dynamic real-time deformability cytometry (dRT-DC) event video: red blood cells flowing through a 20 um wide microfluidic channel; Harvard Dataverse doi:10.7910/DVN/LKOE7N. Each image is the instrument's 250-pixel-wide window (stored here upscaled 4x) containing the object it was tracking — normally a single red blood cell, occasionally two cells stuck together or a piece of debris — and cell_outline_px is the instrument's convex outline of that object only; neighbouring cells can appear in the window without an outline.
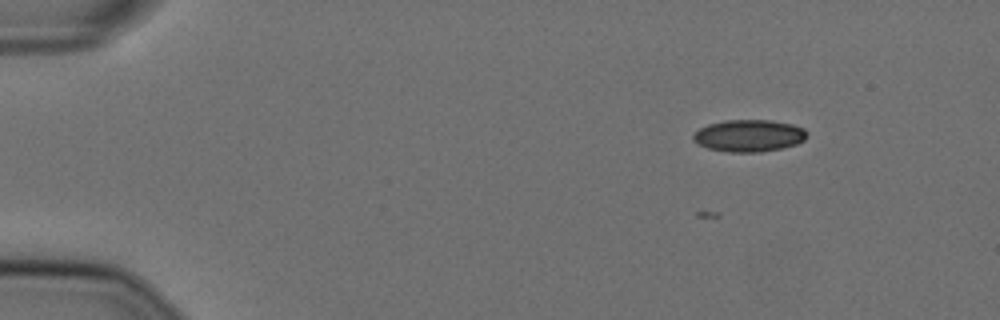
{"species": "Egyptian fruit bat (a non-hibernating species)", "species_latin": "Rousettus aegyptiacus", "temperature_condition": "cold", "stored_images_in_passage": 4, "camera_frame_rate_fps": 3000, "um_per_image_px": 0.085, "animal": {"sex": "female"}, "frame": {"image": 1, "passage_image": 4, "time_ms": 1.0, "image_size_px": [1000, 320], "cell_outline_px": [[808, 136], [804, 140], [796, 144], [780, 148], [760, 152], [728, 152], [708, 148], [692, 140], [692, 136], [700, 128], [708, 124], [724, 120], [772, 120], [792, 124], [804, 128], [808, 132]], "centroid_in_image_um": [63.68, 11.52], "position_along_channel_um": 21.3, "area_um2": 21.27}}